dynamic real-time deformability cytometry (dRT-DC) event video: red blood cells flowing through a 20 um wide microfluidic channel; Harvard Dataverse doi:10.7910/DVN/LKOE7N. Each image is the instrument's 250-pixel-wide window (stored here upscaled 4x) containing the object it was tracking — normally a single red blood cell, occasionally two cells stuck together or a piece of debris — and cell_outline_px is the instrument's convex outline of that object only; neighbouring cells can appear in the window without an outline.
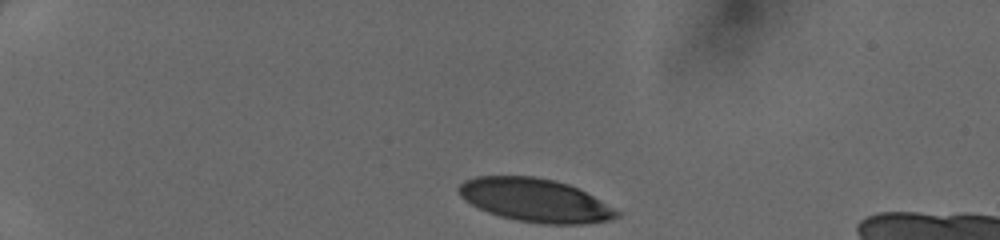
{"species": "human", "species_latin": "Homo sapiens", "temperature_condition": "cold", "stored_images_in_passage": 25, "camera_frame_rate_fps": 3000, "um_per_image_px": 0.085, "donor": {"sex": "female"}, "frame": {"image": 1, "passage_image": 1, "time_ms": 0.0, "image_size_px": [1000, 240], "cell_outline_px": [[620, 216], [612, 220], [584, 224], [544, 224], [516, 220], [500, 216], [488, 212], [464, 200], [460, 196], [456, 188], [464, 180], [476, 176], [536, 176], [556, 180], [568, 184], [592, 196], [620, 212]], "centroid_in_image_um": [45.46, 17.02], "position_along_channel_um": 39.5, "area_um2": 39.82}}
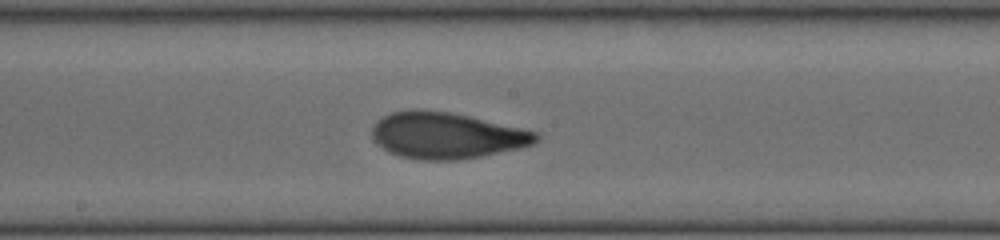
{"frame": {"image": 2, "passage_image": 15, "time_ms": 4.667, "image_size_px": [1000, 240], "cell_outline_px": [[540, 140], [532, 144], [520, 148], [480, 156], [456, 160], [420, 160], [400, 156], [388, 152], [376, 144], [372, 140], [372, 128], [384, 116], [392, 112], [416, 108], [448, 112], [468, 116], [540, 132]], "centroid_in_image_um": [37.95, 11.52], "position_along_channel_um": 210.2, "area_um2": 44.27}}
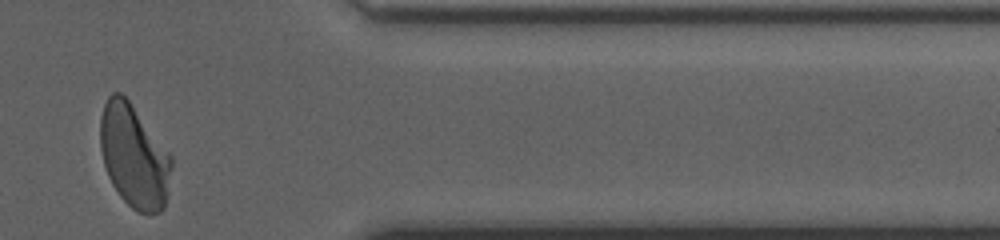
{"frame": {"image": 3, "passage_image": 25, "time_ms": 8.0, "image_size_px": [1000, 240], "cell_outline_px": [[172, 168], [168, 192], [164, 208], [160, 212], [136, 212], [120, 196], [112, 184], [108, 176], [104, 164], [100, 148], [100, 116], [104, 104], [108, 96], [112, 92], [120, 92], [128, 100], [172, 156]], "centroid_in_image_um": [11.38, 13.28], "position_along_channel_um": 400.0, "area_um2": 42.66}}